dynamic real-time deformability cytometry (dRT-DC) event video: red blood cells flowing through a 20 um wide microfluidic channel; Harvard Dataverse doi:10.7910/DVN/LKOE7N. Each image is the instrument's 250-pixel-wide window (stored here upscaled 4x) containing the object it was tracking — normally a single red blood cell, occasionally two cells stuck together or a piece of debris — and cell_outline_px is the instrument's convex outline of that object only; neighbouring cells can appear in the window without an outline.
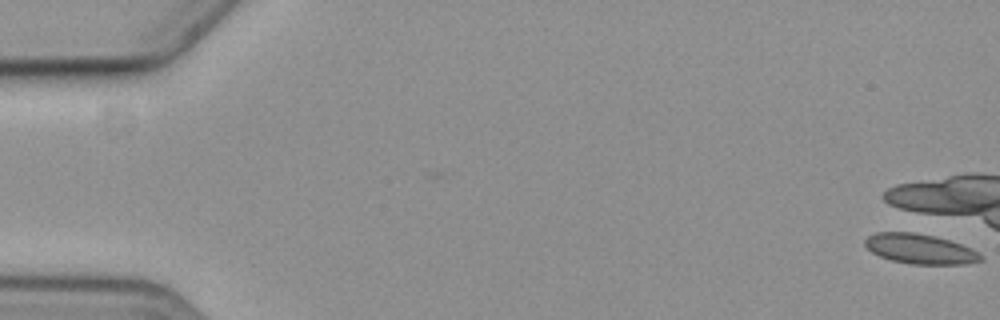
{"species": "common noctule bat (a hibernating species)", "species_latin": "Nyctalus noctula", "temperature_condition": "cold", "stored_images_in_passage": 3, "camera_frame_rate_fps": 3000, "um_per_image_px": 0.085, "animal": {"sex": "female", "body_mass_g": 19.3, "forearm_length_mm": 54.1}, "frame": {"image": 1, "passage_image": 1, "time_ms": 0.0, "image_size_px": [1000, 320], "cell_outline_px": [[984, 260], [964, 264], [912, 264], [892, 260], [880, 256], [872, 252], [864, 244], [864, 240], [868, 236], [876, 232], [912, 232], [932, 236], [948, 240], [972, 248], [984, 256]], "centroid_in_image_um": [78.22, 21.16], "position_along_channel_um": 6.8, "area_um2": 20.06}}